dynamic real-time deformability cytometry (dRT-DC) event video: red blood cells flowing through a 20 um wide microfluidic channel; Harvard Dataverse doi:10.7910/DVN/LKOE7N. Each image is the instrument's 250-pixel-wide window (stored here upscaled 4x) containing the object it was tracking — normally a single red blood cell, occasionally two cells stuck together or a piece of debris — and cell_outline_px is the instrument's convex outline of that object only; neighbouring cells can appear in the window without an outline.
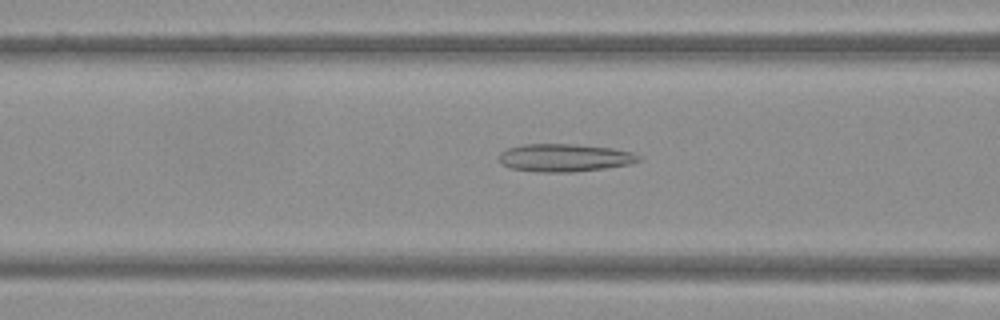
{"species": "Egyptian fruit bat (a non-hibernating species)", "species_latin": "Rousettus aegyptiacus", "temperature_condition": "warm", "stored_images_in_passage": 38, "camera_frame_rate_fps": 3000, "um_per_image_px": 0.085, "frame": {"image": 1, "passage_image": 8, "time_ms": 2.333, "image_size_px": [1000, 320], "cell_outline_px": [[640, 160], [632, 164], [604, 168], [572, 172], [540, 172], [512, 168], [500, 164], [496, 156], [500, 152], [508, 148], [524, 144], [572, 144], [612, 148], [632, 152], [640, 156]], "centroid_in_image_um": [47.95, 13.41], "position_along_channel_um": 118.6, "area_um2": 22.72}}
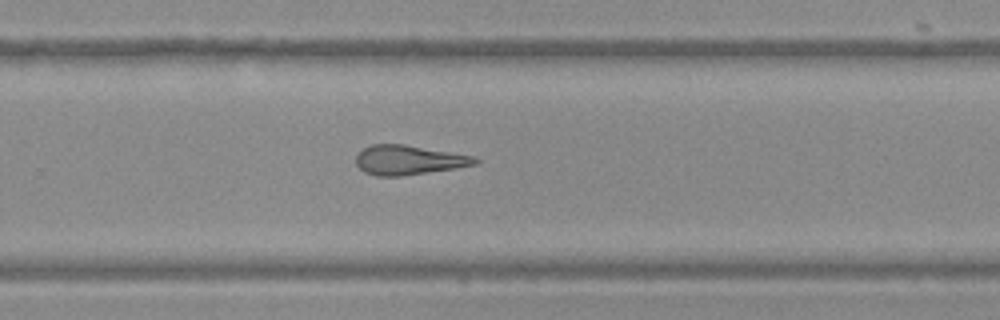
{"frame": {"image": 2, "passage_image": 21, "time_ms": 6.667, "image_size_px": [1000, 320], "cell_outline_px": [[480, 160], [476, 164], [452, 168], [400, 176], [376, 176], [364, 172], [356, 164], [356, 156], [364, 148], [372, 144], [404, 144], [472, 156]], "centroid_in_image_um": [34.68, 13.6], "position_along_channel_um": 295.1, "area_um2": 20.06}}
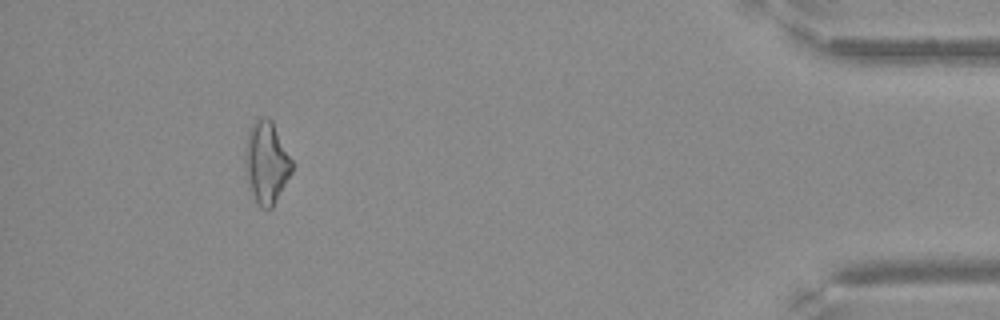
{"frame": {"image": 3, "passage_image": 34, "time_ms": 11.0, "image_size_px": [1000, 320], "cell_outline_px": [[292, 172], [272, 208], [260, 208], [252, 192], [244, 168], [244, 148], [248, 128], [256, 116], [268, 116], [272, 120], [292, 160]], "centroid_in_image_um": [22.62, 13.73], "position_along_channel_um": 412.6, "area_um2": 22.72}}